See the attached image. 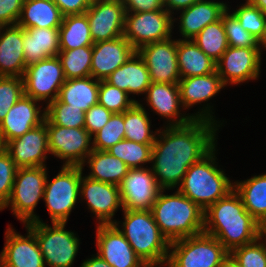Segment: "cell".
Masks as SVG:
<instances>
[{
    "label": "cell",
    "instance_id": "cell-1",
    "mask_svg": "<svg viewBox=\"0 0 266 267\" xmlns=\"http://www.w3.org/2000/svg\"><path fill=\"white\" fill-rule=\"evenodd\" d=\"M219 127L211 121L193 119L183 126L166 125L158 130L150 168L161 189L178 188L189 167L216 146Z\"/></svg>",
    "mask_w": 266,
    "mask_h": 267
},
{
    "label": "cell",
    "instance_id": "cell-2",
    "mask_svg": "<svg viewBox=\"0 0 266 267\" xmlns=\"http://www.w3.org/2000/svg\"><path fill=\"white\" fill-rule=\"evenodd\" d=\"M203 232L214 236L231 253L258 238V225L233 189L204 211Z\"/></svg>",
    "mask_w": 266,
    "mask_h": 267
},
{
    "label": "cell",
    "instance_id": "cell-3",
    "mask_svg": "<svg viewBox=\"0 0 266 267\" xmlns=\"http://www.w3.org/2000/svg\"><path fill=\"white\" fill-rule=\"evenodd\" d=\"M164 192L160 190L150 211L169 243L202 233L204 211L177 189L172 195Z\"/></svg>",
    "mask_w": 266,
    "mask_h": 267
},
{
    "label": "cell",
    "instance_id": "cell-4",
    "mask_svg": "<svg viewBox=\"0 0 266 267\" xmlns=\"http://www.w3.org/2000/svg\"><path fill=\"white\" fill-rule=\"evenodd\" d=\"M122 211V225H119L120 221L113 224L124 235L134 252L148 267H165L170 243L160 232L150 209Z\"/></svg>",
    "mask_w": 266,
    "mask_h": 267
},
{
    "label": "cell",
    "instance_id": "cell-5",
    "mask_svg": "<svg viewBox=\"0 0 266 267\" xmlns=\"http://www.w3.org/2000/svg\"><path fill=\"white\" fill-rule=\"evenodd\" d=\"M216 146L187 170L179 192L196 203L203 211L234 189V183L218 168Z\"/></svg>",
    "mask_w": 266,
    "mask_h": 267
},
{
    "label": "cell",
    "instance_id": "cell-6",
    "mask_svg": "<svg viewBox=\"0 0 266 267\" xmlns=\"http://www.w3.org/2000/svg\"><path fill=\"white\" fill-rule=\"evenodd\" d=\"M230 253L205 232L170 243L166 267H221Z\"/></svg>",
    "mask_w": 266,
    "mask_h": 267
},
{
    "label": "cell",
    "instance_id": "cell-7",
    "mask_svg": "<svg viewBox=\"0 0 266 267\" xmlns=\"http://www.w3.org/2000/svg\"><path fill=\"white\" fill-rule=\"evenodd\" d=\"M66 223L52 222V226L40 222L25 224L36 236L39 249L48 267H71L79 250L80 239L72 231L65 230Z\"/></svg>",
    "mask_w": 266,
    "mask_h": 267
},
{
    "label": "cell",
    "instance_id": "cell-8",
    "mask_svg": "<svg viewBox=\"0 0 266 267\" xmlns=\"http://www.w3.org/2000/svg\"><path fill=\"white\" fill-rule=\"evenodd\" d=\"M47 175L46 166L18 168L11 196L1 210L10 206L12 213L24 225L29 222H40L34 210L39 200L44 198Z\"/></svg>",
    "mask_w": 266,
    "mask_h": 267
},
{
    "label": "cell",
    "instance_id": "cell-9",
    "mask_svg": "<svg viewBox=\"0 0 266 267\" xmlns=\"http://www.w3.org/2000/svg\"><path fill=\"white\" fill-rule=\"evenodd\" d=\"M83 175L81 166L63 165L59 173L45 181L44 202L51 222L67 223L80 196V183Z\"/></svg>",
    "mask_w": 266,
    "mask_h": 267
},
{
    "label": "cell",
    "instance_id": "cell-10",
    "mask_svg": "<svg viewBox=\"0 0 266 267\" xmlns=\"http://www.w3.org/2000/svg\"><path fill=\"white\" fill-rule=\"evenodd\" d=\"M145 94L146 102L153 109L152 111L168 119L167 126H183L193 119L207 120L222 126V122L220 123L213 116L214 112L211 109L213 106L208 103L194 114L180 113L182 104L178 83H151Z\"/></svg>",
    "mask_w": 266,
    "mask_h": 267
},
{
    "label": "cell",
    "instance_id": "cell-11",
    "mask_svg": "<svg viewBox=\"0 0 266 267\" xmlns=\"http://www.w3.org/2000/svg\"><path fill=\"white\" fill-rule=\"evenodd\" d=\"M173 18L165 8L151 12H126L123 36L137 51L144 45L172 37Z\"/></svg>",
    "mask_w": 266,
    "mask_h": 267
},
{
    "label": "cell",
    "instance_id": "cell-12",
    "mask_svg": "<svg viewBox=\"0 0 266 267\" xmlns=\"http://www.w3.org/2000/svg\"><path fill=\"white\" fill-rule=\"evenodd\" d=\"M22 78L24 95L39 103L44 101L46 105L58 98L60 88L66 81L57 56L27 66Z\"/></svg>",
    "mask_w": 266,
    "mask_h": 267
},
{
    "label": "cell",
    "instance_id": "cell-13",
    "mask_svg": "<svg viewBox=\"0 0 266 267\" xmlns=\"http://www.w3.org/2000/svg\"><path fill=\"white\" fill-rule=\"evenodd\" d=\"M49 152L66 166H81L93 151L92 136L85 128L47 125ZM91 145V146H90Z\"/></svg>",
    "mask_w": 266,
    "mask_h": 267
},
{
    "label": "cell",
    "instance_id": "cell-14",
    "mask_svg": "<svg viewBox=\"0 0 266 267\" xmlns=\"http://www.w3.org/2000/svg\"><path fill=\"white\" fill-rule=\"evenodd\" d=\"M261 51L259 47H228L216 62V72L225 86L256 80L260 75Z\"/></svg>",
    "mask_w": 266,
    "mask_h": 267
},
{
    "label": "cell",
    "instance_id": "cell-15",
    "mask_svg": "<svg viewBox=\"0 0 266 267\" xmlns=\"http://www.w3.org/2000/svg\"><path fill=\"white\" fill-rule=\"evenodd\" d=\"M172 37L142 46L137 50L149 71L151 83H178L177 39Z\"/></svg>",
    "mask_w": 266,
    "mask_h": 267
},
{
    "label": "cell",
    "instance_id": "cell-16",
    "mask_svg": "<svg viewBox=\"0 0 266 267\" xmlns=\"http://www.w3.org/2000/svg\"><path fill=\"white\" fill-rule=\"evenodd\" d=\"M85 14L94 43L123 36L126 11L121 0H92Z\"/></svg>",
    "mask_w": 266,
    "mask_h": 267
},
{
    "label": "cell",
    "instance_id": "cell-17",
    "mask_svg": "<svg viewBox=\"0 0 266 267\" xmlns=\"http://www.w3.org/2000/svg\"><path fill=\"white\" fill-rule=\"evenodd\" d=\"M129 169L120 184L123 209L149 210L161 188L158 186L151 168Z\"/></svg>",
    "mask_w": 266,
    "mask_h": 267
},
{
    "label": "cell",
    "instance_id": "cell-18",
    "mask_svg": "<svg viewBox=\"0 0 266 267\" xmlns=\"http://www.w3.org/2000/svg\"><path fill=\"white\" fill-rule=\"evenodd\" d=\"M97 254L112 267H148L114 224H97Z\"/></svg>",
    "mask_w": 266,
    "mask_h": 267
},
{
    "label": "cell",
    "instance_id": "cell-19",
    "mask_svg": "<svg viewBox=\"0 0 266 267\" xmlns=\"http://www.w3.org/2000/svg\"><path fill=\"white\" fill-rule=\"evenodd\" d=\"M4 150L18 168L46 166L48 133L46 121L5 144Z\"/></svg>",
    "mask_w": 266,
    "mask_h": 267
},
{
    "label": "cell",
    "instance_id": "cell-20",
    "mask_svg": "<svg viewBox=\"0 0 266 267\" xmlns=\"http://www.w3.org/2000/svg\"><path fill=\"white\" fill-rule=\"evenodd\" d=\"M80 197L86 201L98 224H113L115 212L119 207L123 209L119 186L87 176L81 178Z\"/></svg>",
    "mask_w": 266,
    "mask_h": 267
},
{
    "label": "cell",
    "instance_id": "cell-21",
    "mask_svg": "<svg viewBox=\"0 0 266 267\" xmlns=\"http://www.w3.org/2000/svg\"><path fill=\"white\" fill-rule=\"evenodd\" d=\"M27 235L11 227L5 232V245L0 254V267H45L35 234L26 226Z\"/></svg>",
    "mask_w": 266,
    "mask_h": 267
},
{
    "label": "cell",
    "instance_id": "cell-22",
    "mask_svg": "<svg viewBox=\"0 0 266 267\" xmlns=\"http://www.w3.org/2000/svg\"><path fill=\"white\" fill-rule=\"evenodd\" d=\"M37 100L23 95L8 111L0 123V136L4 145L39 126L45 120V108L41 110ZM43 111V112H42Z\"/></svg>",
    "mask_w": 266,
    "mask_h": 267
},
{
    "label": "cell",
    "instance_id": "cell-23",
    "mask_svg": "<svg viewBox=\"0 0 266 267\" xmlns=\"http://www.w3.org/2000/svg\"><path fill=\"white\" fill-rule=\"evenodd\" d=\"M136 52L124 37L96 42L92 46L91 76L105 80Z\"/></svg>",
    "mask_w": 266,
    "mask_h": 267
},
{
    "label": "cell",
    "instance_id": "cell-24",
    "mask_svg": "<svg viewBox=\"0 0 266 267\" xmlns=\"http://www.w3.org/2000/svg\"><path fill=\"white\" fill-rule=\"evenodd\" d=\"M228 4L223 1L199 0L189 8L180 11L179 20L173 19V22L179 21V31L182 40H192L208 24L221 19L222 14L227 10Z\"/></svg>",
    "mask_w": 266,
    "mask_h": 267
},
{
    "label": "cell",
    "instance_id": "cell-25",
    "mask_svg": "<svg viewBox=\"0 0 266 267\" xmlns=\"http://www.w3.org/2000/svg\"><path fill=\"white\" fill-rule=\"evenodd\" d=\"M26 70L23 49V27H0V76L23 77Z\"/></svg>",
    "mask_w": 266,
    "mask_h": 267
},
{
    "label": "cell",
    "instance_id": "cell-26",
    "mask_svg": "<svg viewBox=\"0 0 266 267\" xmlns=\"http://www.w3.org/2000/svg\"><path fill=\"white\" fill-rule=\"evenodd\" d=\"M23 49L26 67L60 52L59 27L23 28Z\"/></svg>",
    "mask_w": 266,
    "mask_h": 267
},
{
    "label": "cell",
    "instance_id": "cell-27",
    "mask_svg": "<svg viewBox=\"0 0 266 267\" xmlns=\"http://www.w3.org/2000/svg\"><path fill=\"white\" fill-rule=\"evenodd\" d=\"M105 81L128 94H145L151 85L149 71L136 51L130 59L111 73Z\"/></svg>",
    "mask_w": 266,
    "mask_h": 267
},
{
    "label": "cell",
    "instance_id": "cell-28",
    "mask_svg": "<svg viewBox=\"0 0 266 267\" xmlns=\"http://www.w3.org/2000/svg\"><path fill=\"white\" fill-rule=\"evenodd\" d=\"M182 109H190L196 103L208 102L225 87L217 72L181 78L178 82Z\"/></svg>",
    "mask_w": 266,
    "mask_h": 267
},
{
    "label": "cell",
    "instance_id": "cell-29",
    "mask_svg": "<svg viewBox=\"0 0 266 267\" xmlns=\"http://www.w3.org/2000/svg\"><path fill=\"white\" fill-rule=\"evenodd\" d=\"M100 80L92 76L69 79L64 82L58 94V100L70 107L80 108L87 112L98 104Z\"/></svg>",
    "mask_w": 266,
    "mask_h": 267
},
{
    "label": "cell",
    "instance_id": "cell-30",
    "mask_svg": "<svg viewBox=\"0 0 266 267\" xmlns=\"http://www.w3.org/2000/svg\"><path fill=\"white\" fill-rule=\"evenodd\" d=\"M177 61L180 78L216 72V62L208 57L193 40L177 39Z\"/></svg>",
    "mask_w": 266,
    "mask_h": 267
},
{
    "label": "cell",
    "instance_id": "cell-31",
    "mask_svg": "<svg viewBox=\"0 0 266 267\" xmlns=\"http://www.w3.org/2000/svg\"><path fill=\"white\" fill-rule=\"evenodd\" d=\"M63 15L54 2L24 0L17 25L23 28L60 27Z\"/></svg>",
    "mask_w": 266,
    "mask_h": 267
},
{
    "label": "cell",
    "instance_id": "cell-32",
    "mask_svg": "<svg viewBox=\"0 0 266 267\" xmlns=\"http://www.w3.org/2000/svg\"><path fill=\"white\" fill-rule=\"evenodd\" d=\"M85 163L90 168L87 177L116 186H120L130 169L123 161L107 151L94 149L87 156Z\"/></svg>",
    "mask_w": 266,
    "mask_h": 267
},
{
    "label": "cell",
    "instance_id": "cell-33",
    "mask_svg": "<svg viewBox=\"0 0 266 267\" xmlns=\"http://www.w3.org/2000/svg\"><path fill=\"white\" fill-rule=\"evenodd\" d=\"M246 211L258 222L266 214V173L234 182Z\"/></svg>",
    "mask_w": 266,
    "mask_h": 267
},
{
    "label": "cell",
    "instance_id": "cell-34",
    "mask_svg": "<svg viewBox=\"0 0 266 267\" xmlns=\"http://www.w3.org/2000/svg\"><path fill=\"white\" fill-rule=\"evenodd\" d=\"M60 50H71L83 46H93L87 15L63 16L59 27Z\"/></svg>",
    "mask_w": 266,
    "mask_h": 267
},
{
    "label": "cell",
    "instance_id": "cell-35",
    "mask_svg": "<svg viewBox=\"0 0 266 267\" xmlns=\"http://www.w3.org/2000/svg\"><path fill=\"white\" fill-rule=\"evenodd\" d=\"M145 107L140 102H136L131 108L124 112L125 139L140 144L153 145L156 132L151 131V121Z\"/></svg>",
    "mask_w": 266,
    "mask_h": 267
},
{
    "label": "cell",
    "instance_id": "cell-36",
    "mask_svg": "<svg viewBox=\"0 0 266 267\" xmlns=\"http://www.w3.org/2000/svg\"><path fill=\"white\" fill-rule=\"evenodd\" d=\"M192 40L215 62L222 57L229 47L222 18L208 24Z\"/></svg>",
    "mask_w": 266,
    "mask_h": 267
},
{
    "label": "cell",
    "instance_id": "cell-37",
    "mask_svg": "<svg viewBox=\"0 0 266 267\" xmlns=\"http://www.w3.org/2000/svg\"><path fill=\"white\" fill-rule=\"evenodd\" d=\"M59 58L66 80L91 76L92 46L60 50Z\"/></svg>",
    "mask_w": 266,
    "mask_h": 267
},
{
    "label": "cell",
    "instance_id": "cell-38",
    "mask_svg": "<svg viewBox=\"0 0 266 267\" xmlns=\"http://www.w3.org/2000/svg\"><path fill=\"white\" fill-rule=\"evenodd\" d=\"M153 145L140 144L124 139L107 150L108 153L123 161L130 169L144 168L151 163Z\"/></svg>",
    "mask_w": 266,
    "mask_h": 267
},
{
    "label": "cell",
    "instance_id": "cell-39",
    "mask_svg": "<svg viewBox=\"0 0 266 267\" xmlns=\"http://www.w3.org/2000/svg\"><path fill=\"white\" fill-rule=\"evenodd\" d=\"M46 125H58L68 128H84L85 112L80 108L70 107L58 99L45 106Z\"/></svg>",
    "mask_w": 266,
    "mask_h": 267
},
{
    "label": "cell",
    "instance_id": "cell-40",
    "mask_svg": "<svg viewBox=\"0 0 266 267\" xmlns=\"http://www.w3.org/2000/svg\"><path fill=\"white\" fill-rule=\"evenodd\" d=\"M94 150L107 151L125 139L124 112L113 113L107 124L92 136Z\"/></svg>",
    "mask_w": 266,
    "mask_h": 267
},
{
    "label": "cell",
    "instance_id": "cell-41",
    "mask_svg": "<svg viewBox=\"0 0 266 267\" xmlns=\"http://www.w3.org/2000/svg\"><path fill=\"white\" fill-rule=\"evenodd\" d=\"M136 102L129 98V94L124 90L114 87L105 80H100L98 92V104L104 106L112 113H123L131 108Z\"/></svg>",
    "mask_w": 266,
    "mask_h": 267
},
{
    "label": "cell",
    "instance_id": "cell-42",
    "mask_svg": "<svg viewBox=\"0 0 266 267\" xmlns=\"http://www.w3.org/2000/svg\"><path fill=\"white\" fill-rule=\"evenodd\" d=\"M245 1L232 14L238 19L240 25L259 41L264 34L266 18L263 11L248 0Z\"/></svg>",
    "mask_w": 266,
    "mask_h": 267
},
{
    "label": "cell",
    "instance_id": "cell-43",
    "mask_svg": "<svg viewBox=\"0 0 266 267\" xmlns=\"http://www.w3.org/2000/svg\"><path fill=\"white\" fill-rule=\"evenodd\" d=\"M230 47H259V41L247 32L238 19L229 11V7L221 16Z\"/></svg>",
    "mask_w": 266,
    "mask_h": 267
},
{
    "label": "cell",
    "instance_id": "cell-44",
    "mask_svg": "<svg viewBox=\"0 0 266 267\" xmlns=\"http://www.w3.org/2000/svg\"><path fill=\"white\" fill-rule=\"evenodd\" d=\"M24 95L23 78L0 76V123L10 108Z\"/></svg>",
    "mask_w": 266,
    "mask_h": 267
},
{
    "label": "cell",
    "instance_id": "cell-45",
    "mask_svg": "<svg viewBox=\"0 0 266 267\" xmlns=\"http://www.w3.org/2000/svg\"><path fill=\"white\" fill-rule=\"evenodd\" d=\"M241 267H266V241H255L235 248L230 253Z\"/></svg>",
    "mask_w": 266,
    "mask_h": 267
},
{
    "label": "cell",
    "instance_id": "cell-46",
    "mask_svg": "<svg viewBox=\"0 0 266 267\" xmlns=\"http://www.w3.org/2000/svg\"><path fill=\"white\" fill-rule=\"evenodd\" d=\"M17 169L10 155L3 150L0 153V211L11 196Z\"/></svg>",
    "mask_w": 266,
    "mask_h": 267
},
{
    "label": "cell",
    "instance_id": "cell-47",
    "mask_svg": "<svg viewBox=\"0 0 266 267\" xmlns=\"http://www.w3.org/2000/svg\"><path fill=\"white\" fill-rule=\"evenodd\" d=\"M112 114L113 113L107 110L104 106L96 104L85 112L84 128L91 136H93L107 124Z\"/></svg>",
    "mask_w": 266,
    "mask_h": 267
},
{
    "label": "cell",
    "instance_id": "cell-48",
    "mask_svg": "<svg viewBox=\"0 0 266 267\" xmlns=\"http://www.w3.org/2000/svg\"><path fill=\"white\" fill-rule=\"evenodd\" d=\"M24 0H0V26L16 25Z\"/></svg>",
    "mask_w": 266,
    "mask_h": 267
},
{
    "label": "cell",
    "instance_id": "cell-49",
    "mask_svg": "<svg viewBox=\"0 0 266 267\" xmlns=\"http://www.w3.org/2000/svg\"><path fill=\"white\" fill-rule=\"evenodd\" d=\"M126 12H151L164 9L162 0H121Z\"/></svg>",
    "mask_w": 266,
    "mask_h": 267
},
{
    "label": "cell",
    "instance_id": "cell-50",
    "mask_svg": "<svg viewBox=\"0 0 266 267\" xmlns=\"http://www.w3.org/2000/svg\"><path fill=\"white\" fill-rule=\"evenodd\" d=\"M92 0H54L63 16L84 14L90 7Z\"/></svg>",
    "mask_w": 266,
    "mask_h": 267
},
{
    "label": "cell",
    "instance_id": "cell-51",
    "mask_svg": "<svg viewBox=\"0 0 266 267\" xmlns=\"http://www.w3.org/2000/svg\"><path fill=\"white\" fill-rule=\"evenodd\" d=\"M164 8L172 15L176 12L189 8L199 0H162Z\"/></svg>",
    "mask_w": 266,
    "mask_h": 267
},
{
    "label": "cell",
    "instance_id": "cell-52",
    "mask_svg": "<svg viewBox=\"0 0 266 267\" xmlns=\"http://www.w3.org/2000/svg\"><path fill=\"white\" fill-rule=\"evenodd\" d=\"M80 267H112L109 263H107L103 258H101L98 254L96 256H92V258H88L83 261Z\"/></svg>",
    "mask_w": 266,
    "mask_h": 267
},
{
    "label": "cell",
    "instance_id": "cell-53",
    "mask_svg": "<svg viewBox=\"0 0 266 267\" xmlns=\"http://www.w3.org/2000/svg\"><path fill=\"white\" fill-rule=\"evenodd\" d=\"M258 238L266 241V214L257 222ZM265 236V237H264Z\"/></svg>",
    "mask_w": 266,
    "mask_h": 267
},
{
    "label": "cell",
    "instance_id": "cell-54",
    "mask_svg": "<svg viewBox=\"0 0 266 267\" xmlns=\"http://www.w3.org/2000/svg\"><path fill=\"white\" fill-rule=\"evenodd\" d=\"M221 267H241L237 260L229 254L223 261Z\"/></svg>",
    "mask_w": 266,
    "mask_h": 267
},
{
    "label": "cell",
    "instance_id": "cell-55",
    "mask_svg": "<svg viewBox=\"0 0 266 267\" xmlns=\"http://www.w3.org/2000/svg\"><path fill=\"white\" fill-rule=\"evenodd\" d=\"M252 5L258 7L261 11L266 8V0H248Z\"/></svg>",
    "mask_w": 266,
    "mask_h": 267
},
{
    "label": "cell",
    "instance_id": "cell-56",
    "mask_svg": "<svg viewBox=\"0 0 266 267\" xmlns=\"http://www.w3.org/2000/svg\"><path fill=\"white\" fill-rule=\"evenodd\" d=\"M259 48L262 53V48L266 49V27L262 38L259 40Z\"/></svg>",
    "mask_w": 266,
    "mask_h": 267
},
{
    "label": "cell",
    "instance_id": "cell-57",
    "mask_svg": "<svg viewBox=\"0 0 266 267\" xmlns=\"http://www.w3.org/2000/svg\"><path fill=\"white\" fill-rule=\"evenodd\" d=\"M4 148H5V145H4L3 140L0 136V153L4 150Z\"/></svg>",
    "mask_w": 266,
    "mask_h": 267
},
{
    "label": "cell",
    "instance_id": "cell-58",
    "mask_svg": "<svg viewBox=\"0 0 266 267\" xmlns=\"http://www.w3.org/2000/svg\"><path fill=\"white\" fill-rule=\"evenodd\" d=\"M263 14H264V16L266 18V8L263 10Z\"/></svg>",
    "mask_w": 266,
    "mask_h": 267
}]
</instances>
